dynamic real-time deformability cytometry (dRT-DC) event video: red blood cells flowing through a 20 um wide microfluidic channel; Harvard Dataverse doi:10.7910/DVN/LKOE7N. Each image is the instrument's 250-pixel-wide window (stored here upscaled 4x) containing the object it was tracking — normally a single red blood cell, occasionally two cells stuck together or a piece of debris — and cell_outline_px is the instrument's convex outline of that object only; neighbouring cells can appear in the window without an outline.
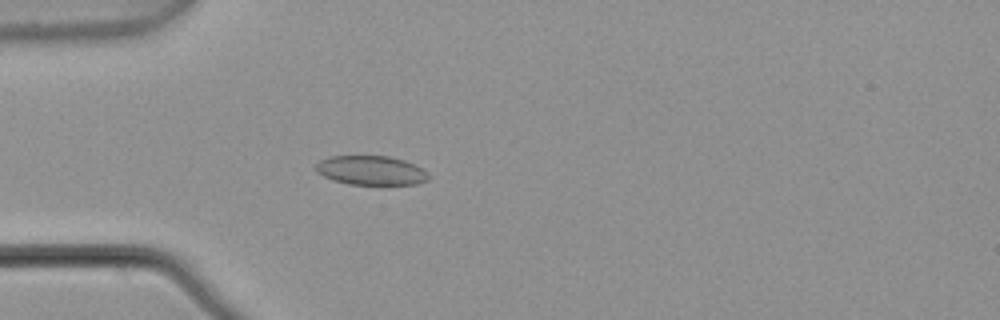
{"species": "common noctule bat (a hibernating species)", "species_latin": "Nyctalus noctula", "temperature_condition": "warm", "stored_images_in_passage": 5, "camera_frame_rate_fps": 3000, "um_per_image_px": 0.085, "animal": {"sex": "male", "body_mass_g": 21.5, "forearm_length_mm": 52.0}, "frame": {"image": 1, "passage_image": 5, "time_ms": 1.333, "image_size_px": [1000, 320], "cell_outline_px": [[428, 180], [416, 184], [380, 188], [348, 184], [332, 180], [316, 172], [316, 164], [320, 160], [328, 156], [388, 156], [404, 160], [420, 168], [428, 176]], "centroid_in_image_um": [31.52, 14.54], "position_along_channel_um": 53.5, "area_um2": 19.94}}